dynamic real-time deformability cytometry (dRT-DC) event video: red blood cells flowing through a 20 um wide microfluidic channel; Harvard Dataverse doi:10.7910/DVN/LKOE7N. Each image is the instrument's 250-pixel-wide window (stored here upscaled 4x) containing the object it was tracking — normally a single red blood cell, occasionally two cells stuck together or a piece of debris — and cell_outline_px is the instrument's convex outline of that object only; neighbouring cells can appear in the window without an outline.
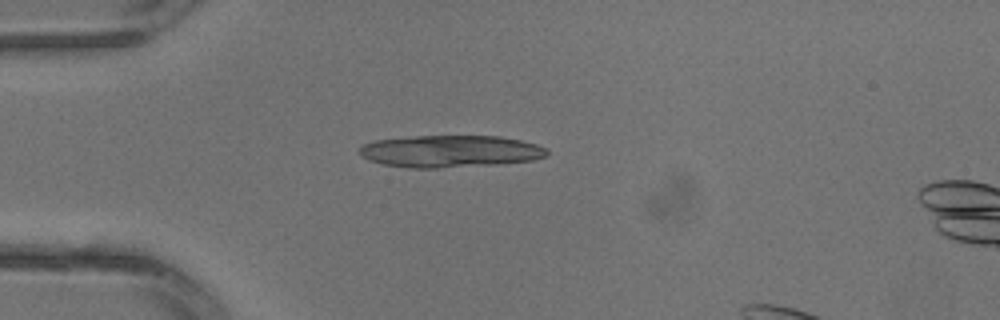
{"species": "common noctule bat (a hibernating species)", "species_latin": "Nyctalus noctula", "temperature_condition": "warm", "stored_images_in_passage": 3, "camera_frame_rate_fps": 3000, "um_per_image_px": 0.085, "animal": {"sex": "male", "body_mass_g": 13.3}, "frame": {"image": 1, "passage_image": 2, "time_ms": 0.333, "image_size_px": [1000, 320], "cell_outline_px": [[548, 156], [532, 160], [496, 164], [436, 168], [408, 168], [384, 164], [368, 160], [360, 156], [356, 152], [364, 144], [372, 140], [416, 136], [500, 136], [520, 140], [536, 144], [548, 148]], "centroid_in_image_um": [38.24, 12.86], "position_along_channel_um": 46.8, "area_um2": 35.26}}